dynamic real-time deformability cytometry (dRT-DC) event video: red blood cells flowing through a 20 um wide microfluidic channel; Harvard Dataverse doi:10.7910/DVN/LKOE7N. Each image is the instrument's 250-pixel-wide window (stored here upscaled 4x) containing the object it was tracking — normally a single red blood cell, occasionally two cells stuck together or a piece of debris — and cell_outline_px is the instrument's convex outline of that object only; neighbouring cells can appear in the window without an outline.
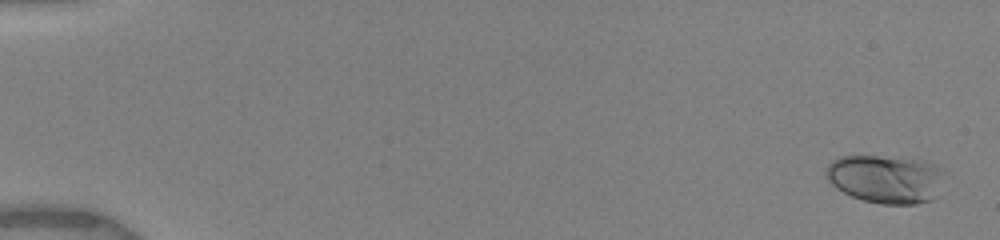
{"species": "human", "species_latin": "Homo sapiens", "temperature_condition": "warm", "stored_images_in_passage": 12, "camera_frame_rate_fps": 3000, "um_per_image_px": 0.085, "donor": {"sex": "female"}, "frame": {"image": 1, "passage_image": 1, "time_ms": 0.0, "image_size_px": [1000, 240], "cell_outline_px": [[944, 168], [932, 200], [916, 204], [880, 204], [864, 200], [852, 196], [836, 188], [828, 180], [824, 172], [824, 168], [832, 160], [840, 156], [912, 156], [928, 160]], "centroid_in_image_um": [75.26, 15.16], "position_along_channel_um": 9.7, "area_um2": 33.81}}
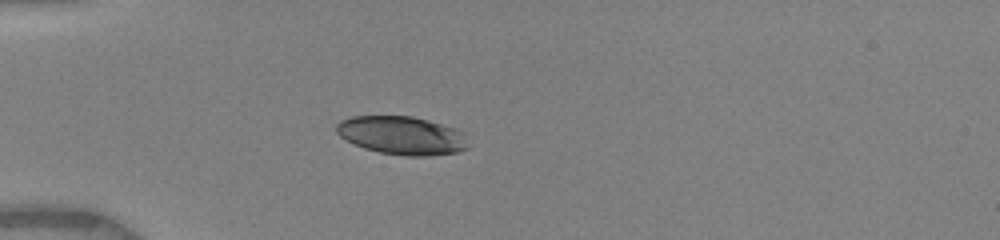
{"frame": {"image": 2, "passage_image": 9, "time_ms": 4.667, "image_size_px": [1000, 240], "cell_outline_px": [[468, 148], [456, 152], [428, 156], [404, 156], [380, 152], [364, 148], [340, 136], [336, 132], [336, 124], [340, 120], [352, 116], [412, 116], [428, 120], [456, 128], [460, 132]], "centroid_in_image_um": [34.12, 11.5], "position_along_channel_um": 50.9, "area_um2": 29.13}}
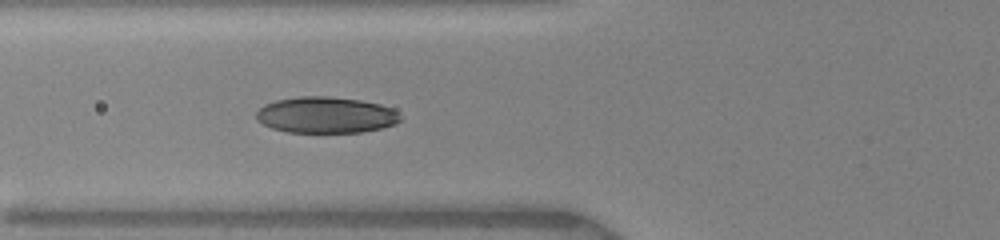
{"frame": {"image": 3, "passage_image": 12, "time_ms": 6.333, "image_size_px": [1000, 240], "cell_outline_px": [[400, 120], [396, 124], [380, 128], [360, 132], [288, 132], [272, 128], [256, 120], [256, 112], [264, 104], [276, 100], [300, 96], [328, 96], [360, 100], [380, 104], [396, 108], [400, 116]], "centroid_in_image_um": [27.71, 9.76], "position_along_channel_um": 98.1, "area_um2": 30.52}}